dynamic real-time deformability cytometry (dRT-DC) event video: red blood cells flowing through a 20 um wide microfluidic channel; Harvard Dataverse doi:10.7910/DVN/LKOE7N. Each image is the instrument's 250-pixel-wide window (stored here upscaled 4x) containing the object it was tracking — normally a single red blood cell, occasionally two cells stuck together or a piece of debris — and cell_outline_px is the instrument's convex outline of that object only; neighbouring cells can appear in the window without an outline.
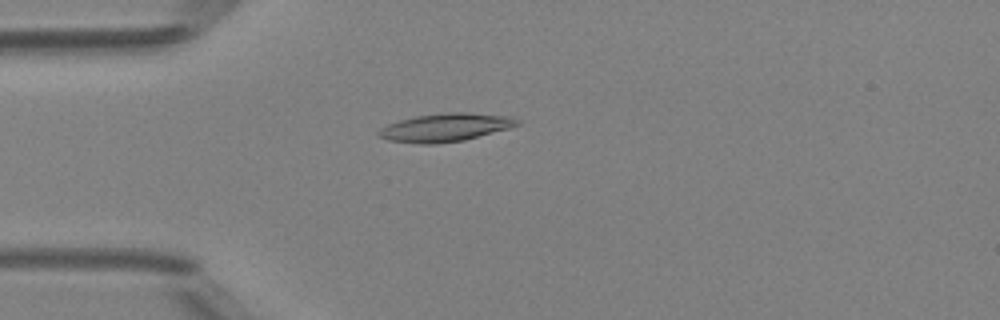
{"species": "Egyptian fruit bat (a non-hibernating species)", "species_latin": "Rousettus aegyptiacus", "temperature_condition": "room temperature", "stored_images_in_passage": 3, "camera_frame_rate_fps": 3000, "um_per_image_px": 0.085, "animal": {"sex": "female"}, "frame": {"image": 1, "passage_image": 2, "time_ms": 1.0, "image_size_px": [1000, 320], "cell_outline_px": [[520, 124], [508, 128], [464, 140], [436, 144], [420, 144], [388, 140], [376, 136], [376, 132], [380, 128], [388, 124], [400, 120], [416, 116], [448, 112], [464, 112], [512, 116], [520, 120]], "centroid_in_image_um": [37.83, 10.83], "position_along_channel_um": 47.2, "area_um2": 22.77}}